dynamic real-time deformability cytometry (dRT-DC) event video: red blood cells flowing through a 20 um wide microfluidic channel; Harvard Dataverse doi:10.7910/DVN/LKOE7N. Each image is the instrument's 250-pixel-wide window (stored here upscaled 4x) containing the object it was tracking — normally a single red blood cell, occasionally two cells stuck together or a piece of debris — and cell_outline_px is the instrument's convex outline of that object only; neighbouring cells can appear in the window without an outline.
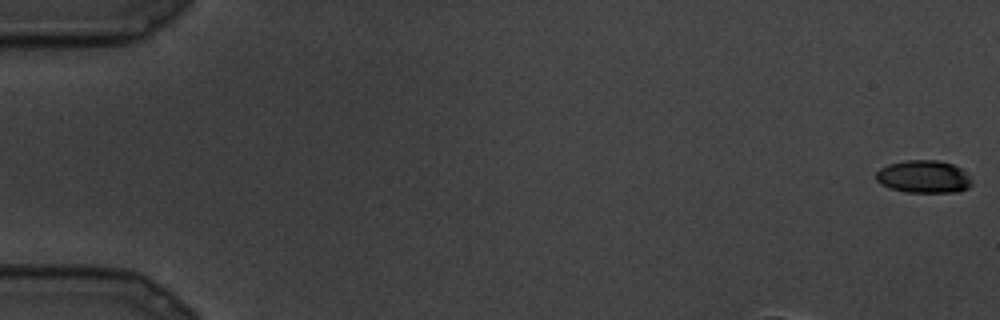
{"species": "common noctule bat (a hibernating species)", "species_latin": "Nyctalus noctula", "temperature_condition": "cold", "stored_images_in_passage": 13, "camera_frame_rate_fps": 3000, "um_per_image_px": 0.085, "animal": {"sex": "male", "body_mass_g": 19.5, "forearm_length_mm": 54.6}, "frame": {"image": 1, "passage_image": 1, "time_ms": 0.0, "image_size_px": [1000, 320], "cell_outline_px": [[972, 184], [968, 188], [960, 192], [904, 192], [888, 188], [880, 184], [876, 180], [876, 172], [880, 168], [888, 164], [908, 160], [936, 160], [952, 164], [960, 168], [972, 180]], "centroid_in_image_um": [78.49, 15.03], "position_along_channel_um": 6.5, "area_um2": 18.32}}
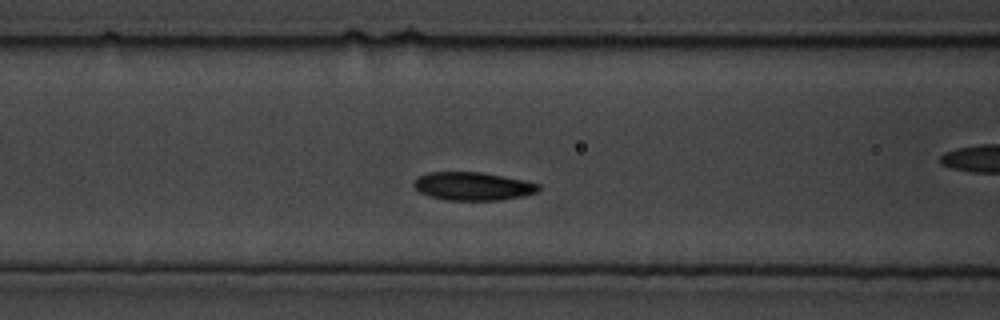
{"frame": {"image": 2, "passage_image": 10, "time_ms": 3.0, "image_size_px": [1000, 320], "cell_outline_px": [[540, 188], [536, 192], [524, 196], [500, 200], [448, 200], [428, 196], [420, 192], [412, 184], [416, 176], [428, 172], [480, 172], [504, 176], [524, 180], [540, 184]], "centroid_in_image_um": [40.17, 15.82], "position_along_channel_um": 126.4, "area_um2": 20.63}}